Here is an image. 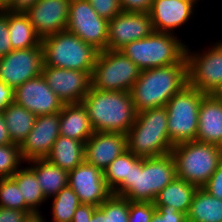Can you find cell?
I'll return each mask as SVG.
<instances>
[{"mask_svg": "<svg viewBox=\"0 0 222 222\" xmlns=\"http://www.w3.org/2000/svg\"><path fill=\"white\" fill-rule=\"evenodd\" d=\"M92 8L108 21L122 12L119 0H88Z\"/></svg>", "mask_w": 222, "mask_h": 222, "instance_id": "36", "label": "cell"}, {"mask_svg": "<svg viewBox=\"0 0 222 222\" xmlns=\"http://www.w3.org/2000/svg\"><path fill=\"white\" fill-rule=\"evenodd\" d=\"M187 222H222V200L198 188L187 213Z\"/></svg>", "mask_w": 222, "mask_h": 222, "instance_id": "27", "label": "cell"}, {"mask_svg": "<svg viewBox=\"0 0 222 222\" xmlns=\"http://www.w3.org/2000/svg\"><path fill=\"white\" fill-rule=\"evenodd\" d=\"M68 186L77 194L81 204L100 206L111 194L103 171L86 161L69 171Z\"/></svg>", "mask_w": 222, "mask_h": 222, "instance_id": "16", "label": "cell"}, {"mask_svg": "<svg viewBox=\"0 0 222 222\" xmlns=\"http://www.w3.org/2000/svg\"><path fill=\"white\" fill-rule=\"evenodd\" d=\"M147 12H121L108 22L106 50H120L126 44L144 39L154 32Z\"/></svg>", "mask_w": 222, "mask_h": 222, "instance_id": "13", "label": "cell"}, {"mask_svg": "<svg viewBox=\"0 0 222 222\" xmlns=\"http://www.w3.org/2000/svg\"><path fill=\"white\" fill-rule=\"evenodd\" d=\"M43 66L92 72L99 53L67 30L41 39Z\"/></svg>", "mask_w": 222, "mask_h": 222, "instance_id": "7", "label": "cell"}, {"mask_svg": "<svg viewBox=\"0 0 222 222\" xmlns=\"http://www.w3.org/2000/svg\"><path fill=\"white\" fill-rule=\"evenodd\" d=\"M45 159L69 172L85 161V143L60 135Z\"/></svg>", "mask_w": 222, "mask_h": 222, "instance_id": "24", "label": "cell"}, {"mask_svg": "<svg viewBox=\"0 0 222 222\" xmlns=\"http://www.w3.org/2000/svg\"><path fill=\"white\" fill-rule=\"evenodd\" d=\"M140 72L139 67L121 51H100L91 74V87L103 91L130 92Z\"/></svg>", "mask_w": 222, "mask_h": 222, "instance_id": "9", "label": "cell"}, {"mask_svg": "<svg viewBox=\"0 0 222 222\" xmlns=\"http://www.w3.org/2000/svg\"><path fill=\"white\" fill-rule=\"evenodd\" d=\"M12 44L8 30V11H0V58L11 52Z\"/></svg>", "mask_w": 222, "mask_h": 222, "instance_id": "38", "label": "cell"}, {"mask_svg": "<svg viewBox=\"0 0 222 222\" xmlns=\"http://www.w3.org/2000/svg\"><path fill=\"white\" fill-rule=\"evenodd\" d=\"M14 102V89L0 80V112Z\"/></svg>", "mask_w": 222, "mask_h": 222, "instance_id": "43", "label": "cell"}, {"mask_svg": "<svg viewBox=\"0 0 222 222\" xmlns=\"http://www.w3.org/2000/svg\"><path fill=\"white\" fill-rule=\"evenodd\" d=\"M41 214V211L26 214L21 222H46Z\"/></svg>", "mask_w": 222, "mask_h": 222, "instance_id": "46", "label": "cell"}, {"mask_svg": "<svg viewBox=\"0 0 222 222\" xmlns=\"http://www.w3.org/2000/svg\"><path fill=\"white\" fill-rule=\"evenodd\" d=\"M2 112L11 141L20 145L32 130L36 116L15 102Z\"/></svg>", "mask_w": 222, "mask_h": 222, "instance_id": "29", "label": "cell"}, {"mask_svg": "<svg viewBox=\"0 0 222 222\" xmlns=\"http://www.w3.org/2000/svg\"><path fill=\"white\" fill-rule=\"evenodd\" d=\"M70 1L38 0L25 12L41 39L66 30Z\"/></svg>", "mask_w": 222, "mask_h": 222, "instance_id": "18", "label": "cell"}, {"mask_svg": "<svg viewBox=\"0 0 222 222\" xmlns=\"http://www.w3.org/2000/svg\"><path fill=\"white\" fill-rule=\"evenodd\" d=\"M59 131L60 135L83 143L95 132L82 102L63 105L60 111Z\"/></svg>", "mask_w": 222, "mask_h": 222, "instance_id": "22", "label": "cell"}, {"mask_svg": "<svg viewBox=\"0 0 222 222\" xmlns=\"http://www.w3.org/2000/svg\"><path fill=\"white\" fill-rule=\"evenodd\" d=\"M23 162L18 144L0 145V178L12 177Z\"/></svg>", "mask_w": 222, "mask_h": 222, "instance_id": "34", "label": "cell"}, {"mask_svg": "<svg viewBox=\"0 0 222 222\" xmlns=\"http://www.w3.org/2000/svg\"><path fill=\"white\" fill-rule=\"evenodd\" d=\"M60 112L36 116L34 126L19 145L22 160L45 159L60 136Z\"/></svg>", "mask_w": 222, "mask_h": 222, "instance_id": "15", "label": "cell"}, {"mask_svg": "<svg viewBox=\"0 0 222 222\" xmlns=\"http://www.w3.org/2000/svg\"><path fill=\"white\" fill-rule=\"evenodd\" d=\"M129 200L111 194L94 209L90 222H129Z\"/></svg>", "mask_w": 222, "mask_h": 222, "instance_id": "30", "label": "cell"}, {"mask_svg": "<svg viewBox=\"0 0 222 222\" xmlns=\"http://www.w3.org/2000/svg\"><path fill=\"white\" fill-rule=\"evenodd\" d=\"M151 222H187V215L177 211L174 207L155 206Z\"/></svg>", "mask_w": 222, "mask_h": 222, "instance_id": "37", "label": "cell"}, {"mask_svg": "<svg viewBox=\"0 0 222 222\" xmlns=\"http://www.w3.org/2000/svg\"><path fill=\"white\" fill-rule=\"evenodd\" d=\"M131 152L125 151L103 171L107 187L113 192L123 181H130Z\"/></svg>", "mask_w": 222, "mask_h": 222, "instance_id": "32", "label": "cell"}, {"mask_svg": "<svg viewBox=\"0 0 222 222\" xmlns=\"http://www.w3.org/2000/svg\"><path fill=\"white\" fill-rule=\"evenodd\" d=\"M196 141L222 147V102L215 94L202 98Z\"/></svg>", "mask_w": 222, "mask_h": 222, "instance_id": "21", "label": "cell"}, {"mask_svg": "<svg viewBox=\"0 0 222 222\" xmlns=\"http://www.w3.org/2000/svg\"><path fill=\"white\" fill-rule=\"evenodd\" d=\"M27 163L36 175L47 200L54 197L62 188L68 186L69 172L50 163L47 159H34L27 161Z\"/></svg>", "mask_w": 222, "mask_h": 222, "instance_id": "23", "label": "cell"}, {"mask_svg": "<svg viewBox=\"0 0 222 222\" xmlns=\"http://www.w3.org/2000/svg\"><path fill=\"white\" fill-rule=\"evenodd\" d=\"M153 0H119L122 12H149Z\"/></svg>", "mask_w": 222, "mask_h": 222, "instance_id": "40", "label": "cell"}, {"mask_svg": "<svg viewBox=\"0 0 222 222\" xmlns=\"http://www.w3.org/2000/svg\"><path fill=\"white\" fill-rule=\"evenodd\" d=\"M205 95L188 84L165 105L168 134L173 145L196 141L200 103Z\"/></svg>", "mask_w": 222, "mask_h": 222, "instance_id": "8", "label": "cell"}, {"mask_svg": "<svg viewBox=\"0 0 222 222\" xmlns=\"http://www.w3.org/2000/svg\"><path fill=\"white\" fill-rule=\"evenodd\" d=\"M4 10V0H0V11Z\"/></svg>", "mask_w": 222, "mask_h": 222, "instance_id": "48", "label": "cell"}, {"mask_svg": "<svg viewBox=\"0 0 222 222\" xmlns=\"http://www.w3.org/2000/svg\"><path fill=\"white\" fill-rule=\"evenodd\" d=\"M188 85V63L142 70L131 89L137 113L164 107L173 95Z\"/></svg>", "mask_w": 222, "mask_h": 222, "instance_id": "2", "label": "cell"}, {"mask_svg": "<svg viewBox=\"0 0 222 222\" xmlns=\"http://www.w3.org/2000/svg\"><path fill=\"white\" fill-rule=\"evenodd\" d=\"M202 188L210 195L222 200V161Z\"/></svg>", "mask_w": 222, "mask_h": 222, "instance_id": "39", "label": "cell"}, {"mask_svg": "<svg viewBox=\"0 0 222 222\" xmlns=\"http://www.w3.org/2000/svg\"><path fill=\"white\" fill-rule=\"evenodd\" d=\"M176 177L202 188L222 161V147L188 141L173 146Z\"/></svg>", "mask_w": 222, "mask_h": 222, "instance_id": "6", "label": "cell"}, {"mask_svg": "<svg viewBox=\"0 0 222 222\" xmlns=\"http://www.w3.org/2000/svg\"><path fill=\"white\" fill-rule=\"evenodd\" d=\"M210 47L200 54L186 46L188 84L204 94H215L222 87V41Z\"/></svg>", "mask_w": 222, "mask_h": 222, "instance_id": "10", "label": "cell"}, {"mask_svg": "<svg viewBox=\"0 0 222 222\" xmlns=\"http://www.w3.org/2000/svg\"><path fill=\"white\" fill-rule=\"evenodd\" d=\"M52 198V222H72L75 211L81 204L77 194L67 186Z\"/></svg>", "mask_w": 222, "mask_h": 222, "instance_id": "31", "label": "cell"}, {"mask_svg": "<svg viewBox=\"0 0 222 222\" xmlns=\"http://www.w3.org/2000/svg\"><path fill=\"white\" fill-rule=\"evenodd\" d=\"M215 96L222 102V87L215 93Z\"/></svg>", "mask_w": 222, "mask_h": 222, "instance_id": "47", "label": "cell"}, {"mask_svg": "<svg viewBox=\"0 0 222 222\" xmlns=\"http://www.w3.org/2000/svg\"><path fill=\"white\" fill-rule=\"evenodd\" d=\"M197 189L198 187L194 184L175 177L156 195L153 204L155 206H172L187 215Z\"/></svg>", "mask_w": 222, "mask_h": 222, "instance_id": "25", "label": "cell"}, {"mask_svg": "<svg viewBox=\"0 0 222 222\" xmlns=\"http://www.w3.org/2000/svg\"><path fill=\"white\" fill-rule=\"evenodd\" d=\"M11 178L17 183L25 200V213L40 212L39 207L46 203L47 199L33 170L29 166L20 167Z\"/></svg>", "mask_w": 222, "mask_h": 222, "instance_id": "28", "label": "cell"}, {"mask_svg": "<svg viewBox=\"0 0 222 222\" xmlns=\"http://www.w3.org/2000/svg\"><path fill=\"white\" fill-rule=\"evenodd\" d=\"M82 104L95 132L126 135L136 121L137 111L131 92L103 91L90 87Z\"/></svg>", "mask_w": 222, "mask_h": 222, "instance_id": "3", "label": "cell"}, {"mask_svg": "<svg viewBox=\"0 0 222 222\" xmlns=\"http://www.w3.org/2000/svg\"><path fill=\"white\" fill-rule=\"evenodd\" d=\"M182 42L177 35L154 31L144 39L126 44L119 51L142 71L176 63H187V44Z\"/></svg>", "mask_w": 222, "mask_h": 222, "instance_id": "5", "label": "cell"}, {"mask_svg": "<svg viewBox=\"0 0 222 222\" xmlns=\"http://www.w3.org/2000/svg\"><path fill=\"white\" fill-rule=\"evenodd\" d=\"M8 30L13 50L28 49L41 44L29 16L22 12L8 11Z\"/></svg>", "mask_w": 222, "mask_h": 222, "instance_id": "26", "label": "cell"}, {"mask_svg": "<svg viewBox=\"0 0 222 222\" xmlns=\"http://www.w3.org/2000/svg\"><path fill=\"white\" fill-rule=\"evenodd\" d=\"M38 0H4V10L9 12H27Z\"/></svg>", "mask_w": 222, "mask_h": 222, "instance_id": "41", "label": "cell"}, {"mask_svg": "<svg viewBox=\"0 0 222 222\" xmlns=\"http://www.w3.org/2000/svg\"><path fill=\"white\" fill-rule=\"evenodd\" d=\"M25 216L24 211L0 207V222H21Z\"/></svg>", "mask_w": 222, "mask_h": 222, "instance_id": "42", "label": "cell"}, {"mask_svg": "<svg viewBox=\"0 0 222 222\" xmlns=\"http://www.w3.org/2000/svg\"><path fill=\"white\" fill-rule=\"evenodd\" d=\"M127 150L139 158H152L171 152L166 107L137 113L136 121L126 134Z\"/></svg>", "mask_w": 222, "mask_h": 222, "instance_id": "4", "label": "cell"}, {"mask_svg": "<svg viewBox=\"0 0 222 222\" xmlns=\"http://www.w3.org/2000/svg\"><path fill=\"white\" fill-rule=\"evenodd\" d=\"M199 0H153L149 15L157 32L174 34L194 14Z\"/></svg>", "mask_w": 222, "mask_h": 222, "instance_id": "19", "label": "cell"}, {"mask_svg": "<svg viewBox=\"0 0 222 222\" xmlns=\"http://www.w3.org/2000/svg\"><path fill=\"white\" fill-rule=\"evenodd\" d=\"M156 211L153 202H132L129 201V222H151Z\"/></svg>", "mask_w": 222, "mask_h": 222, "instance_id": "35", "label": "cell"}, {"mask_svg": "<svg viewBox=\"0 0 222 222\" xmlns=\"http://www.w3.org/2000/svg\"><path fill=\"white\" fill-rule=\"evenodd\" d=\"M14 102L35 116L58 113L64 105L42 75L17 87L14 90Z\"/></svg>", "mask_w": 222, "mask_h": 222, "instance_id": "17", "label": "cell"}, {"mask_svg": "<svg viewBox=\"0 0 222 222\" xmlns=\"http://www.w3.org/2000/svg\"><path fill=\"white\" fill-rule=\"evenodd\" d=\"M127 151L123 133L94 132L85 142V161L104 171L117 157Z\"/></svg>", "mask_w": 222, "mask_h": 222, "instance_id": "20", "label": "cell"}, {"mask_svg": "<svg viewBox=\"0 0 222 222\" xmlns=\"http://www.w3.org/2000/svg\"><path fill=\"white\" fill-rule=\"evenodd\" d=\"M0 207L25 212V200L17 183L11 178H0Z\"/></svg>", "mask_w": 222, "mask_h": 222, "instance_id": "33", "label": "cell"}, {"mask_svg": "<svg viewBox=\"0 0 222 222\" xmlns=\"http://www.w3.org/2000/svg\"><path fill=\"white\" fill-rule=\"evenodd\" d=\"M96 206L80 204L74 214L72 222H90Z\"/></svg>", "mask_w": 222, "mask_h": 222, "instance_id": "44", "label": "cell"}, {"mask_svg": "<svg viewBox=\"0 0 222 222\" xmlns=\"http://www.w3.org/2000/svg\"><path fill=\"white\" fill-rule=\"evenodd\" d=\"M176 177L172 153L139 158L131 152L130 181H123L112 194L132 202H153L156 195Z\"/></svg>", "mask_w": 222, "mask_h": 222, "instance_id": "1", "label": "cell"}, {"mask_svg": "<svg viewBox=\"0 0 222 222\" xmlns=\"http://www.w3.org/2000/svg\"><path fill=\"white\" fill-rule=\"evenodd\" d=\"M108 22L98 15L88 0L70 1L66 30L99 52L106 50Z\"/></svg>", "mask_w": 222, "mask_h": 222, "instance_id": "11", "label": "cell"}, {"mask_svg": "<svg viewBox=\"0 0 222 222\" xmlns=\"http://www.w3.org/2000/svg\"><path fill=\"white\" fill-rule=\"evenodd\" d=\"M44 65L42 44L12 50L0 58V80L14 90L27 80L39 77Z\"/></svg>", "mask_w": 222, "mask_h": 222, "instance_id": "12", "label": "cell"}, {"mask_svg": "<svg viewBox=\"0 0 222 222\" xmlns=\"http://www.w3.org/2000/svg\"><path fill=\"white\" fill-rule=\"evenodd\" d=\"M13 143L8 133L7 125L3 116V112H0V145H7Z\"/></svg>", "mask_w": 222, "mask_h": 222, "instance_id": "45", "label": "cell"}, {"mask_svg": "<svg viewBox=\"0 0 222 222\" xmlns=\"http://www.w3.org/2000/svg\"><path fill=\"white\" fill-rule=\"evenodd\" d=\"M92 72L43 66L41 75L63 104L81 103L91 87Z\"/></svg>", "mask_w": 222, "mask_h": 222, "instance_id": "14", "label": "cell"}]
</instances>
